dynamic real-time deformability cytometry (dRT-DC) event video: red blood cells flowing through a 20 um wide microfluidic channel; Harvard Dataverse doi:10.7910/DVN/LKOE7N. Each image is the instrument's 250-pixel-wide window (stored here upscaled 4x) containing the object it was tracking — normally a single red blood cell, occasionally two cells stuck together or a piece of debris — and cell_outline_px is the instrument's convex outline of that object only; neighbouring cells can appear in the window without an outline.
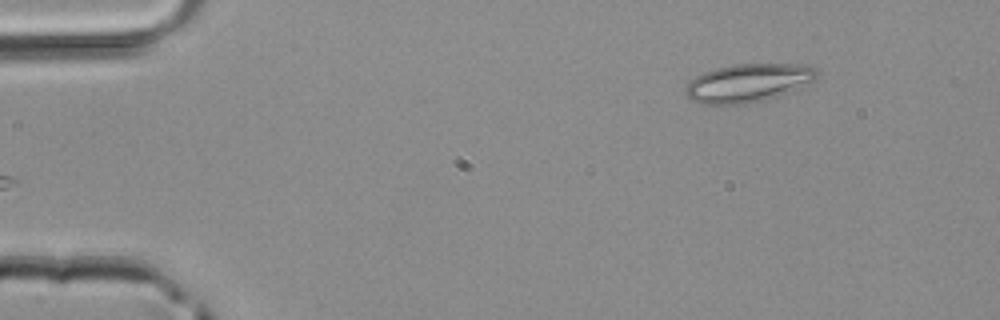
{"species": "common noctule bat (a hibernating species)", "species_latin": "Nyctalus noctula", "temperature_condition": "room temperature", "stored_images_in_passage": 3, "camera_frame_rate_fps": 3000, "um_per_image_px": 0.085, "animal": {"sex": "male", "body_mass_g": 20.4}, "frame": {"image": 1, "passage_image": 3, "time_ms": 0.667, "image_size_px": [1000, 320], "cell_outline_px": [[820, 72], [816, 80], [792, 92], [764, 100], [744, 104], [700, 104], [692, 100], [684, 92], [684, 88], [696, 76], [704, 72], [716, 68], [732, 64], [804, 64], [816, 68]], "centroid_in_image_um": [63.65, 7.04], "position_along_channel_um": 21.4, "area_um2": 29.65}}